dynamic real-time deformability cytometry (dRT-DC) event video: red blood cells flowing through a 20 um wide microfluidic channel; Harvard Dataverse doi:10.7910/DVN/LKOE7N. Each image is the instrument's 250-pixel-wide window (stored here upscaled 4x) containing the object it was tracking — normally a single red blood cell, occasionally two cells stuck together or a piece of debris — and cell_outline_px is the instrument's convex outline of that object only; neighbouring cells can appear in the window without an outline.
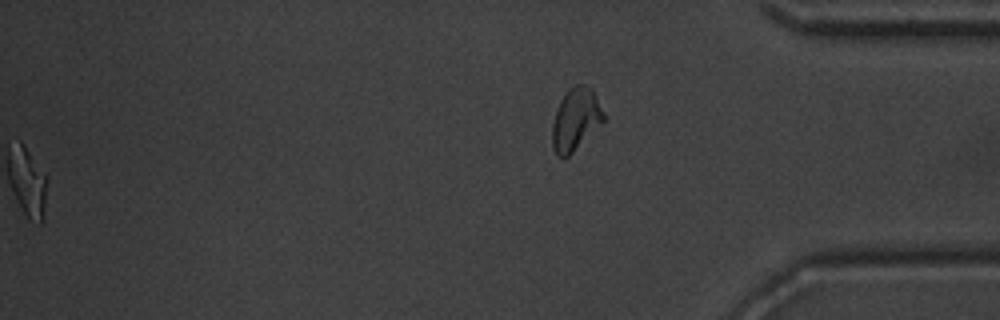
{"species": "common noctule bat (a hibernating species)", "species_latin": "Nyctalus noctula", "temperature_condition": "warm", "stored_images_in_passage": 36, "camera_frame_rate_fps": 3000, "um_per_image_px": 0.085, "animal": {"sex": "male", "body_mass_g": 20.1, "forearm_length_mm": 53.5}, "frame": {"image": 1, "passage_image": 36, "time_ms": 11.667, "image_size_px": [1000, 320], "cell_outline_px": [[604, 120], [564, 160], [556, 156], [552, 144], [552, 124], [560, 100], [568, 88], [576, 84], [588, 84], [592, 88], [604, 112]], "centroid_in_image_um": [48.91, 10.12], "position_along_channel_um": 386.3, "area_um2": 18.61}, "authors_computed_cell_mechanics": {"area_um2": 16.762, "velocity_mm_per_s": 3.9417, "shape_relaxation_time_tau1_ms": 2.9293, "shape_relaxation_time_tau2_ms": 2.1312, "deformation_change_tau1": 0.1687, "deformation_change_tau2": 0.0967}}